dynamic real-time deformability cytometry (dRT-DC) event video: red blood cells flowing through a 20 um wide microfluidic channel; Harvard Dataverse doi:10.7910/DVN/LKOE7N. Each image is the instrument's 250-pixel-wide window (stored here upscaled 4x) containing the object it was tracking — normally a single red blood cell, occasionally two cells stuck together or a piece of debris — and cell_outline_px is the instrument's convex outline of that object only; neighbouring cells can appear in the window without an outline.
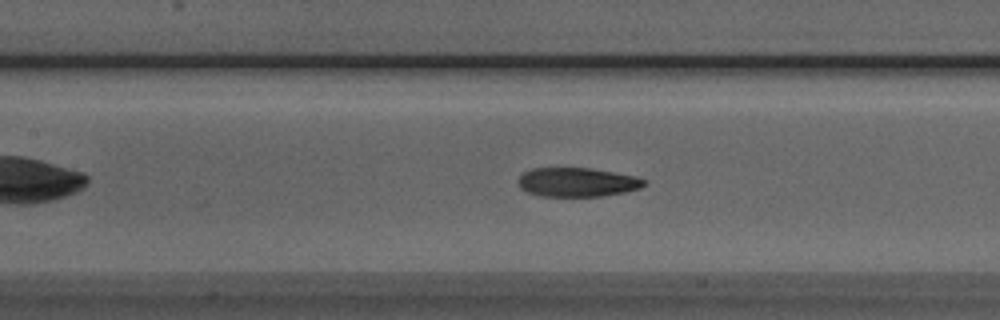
{"species": "Egyptian fruit bat (a non-hibernating species)", "species_latin": "Rousettus aegyptiacus", "temperature_condition": "room temperature", "stored_images_in_passage": 44, "camera_frame_rate_fps": 3000, "um_per_image_px": 0.085, "animal": {"sex": "male"}, "frame": {"image": 1, "passage_image": 15, "time_ms": 4.667, "image_size_px": [1000, 320], "cell_outline_px": [[648, 184], [640, 188], [624, 192], [600, 196], [540, 196], [528, 192], [520, 188], [516, 180], [524, 172], [532, 168], [588, 168], [636, 176], [648, 180]], "centroid_in_image_um": [49.07, 15.48], "position_along_channel_um": 158.3, "area_um2": 21.39}}
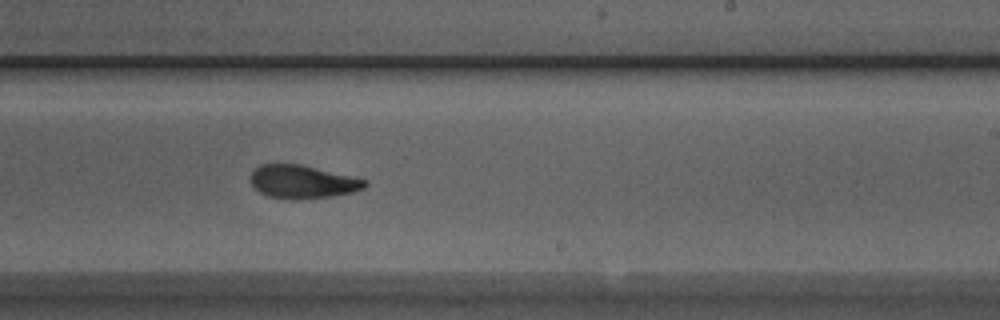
{"frame": {"image": 2, "passage_image": 23, "time_ms": 7.333, "image_size_px": [1000, 320], "cell_outline_px": [[368, 184], [364, 188], [352, 192], [332, 196], [292, 200], [268, 196], [260, 192], [252, 184], [252, 172], [260, 164], [300, 164], [368, 180]], "centroid_in_image_um": [25.73, 15.45], "position_along_channel_um": 263.3, "area_um2": 21.91}}
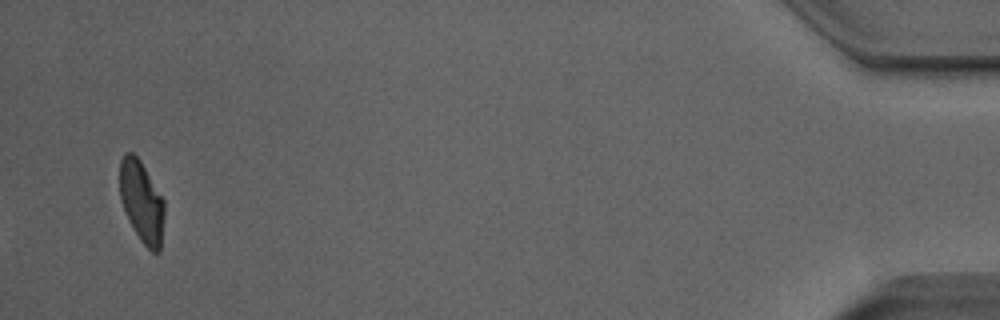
{"frame": {"image": 3, "passage_image": 42, "time_ms": 13.667, "image_size_px": [1000, 320], "cell_outline_px": [[164, 216], [160, 252], [152, 252], [140, 240], [128, 220], [124, 212], [120, 196], [120, 160], [124, 152], [132, 152], [140, 160], [164, 200]], "centroid_in_image_um": [12.03, 17.15], "position_along_channel_um": 423.2, "area_um2": 21.21}, "authors_computed_cell_mechanics": {"area_um2": 22.1952, "velocity_mm_per_s": 3.9517, "shape_relaxation_time_tau1_ms": 5.4511, "shape_relaxation_time_tau2_ms": 2.471, "deformation_change_tau1": 0.1937, "deformation_change_tau2": 0.0897}}